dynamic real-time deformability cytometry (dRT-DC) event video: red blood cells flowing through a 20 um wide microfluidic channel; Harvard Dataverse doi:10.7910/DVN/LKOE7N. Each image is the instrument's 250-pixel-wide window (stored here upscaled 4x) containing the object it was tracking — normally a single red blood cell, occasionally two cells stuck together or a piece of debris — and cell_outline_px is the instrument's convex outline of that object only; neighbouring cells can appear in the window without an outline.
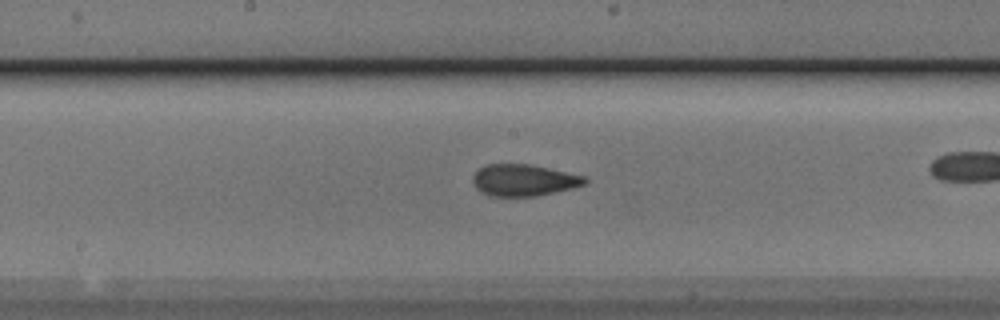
{"species": "Egyptian fruit bat (a non-hibernating species)", "species_latin": "Rousettus aegyptiacus", "temperature_condition": "cold", "stored_images_in_passage": 28, "camera_frame_rate_fps": 3000, "um_per_image_px": 0.085, "animal": {"sex": "male"}, "frame": {"image": 1, "passage_image": 13, "time_ms": 4.0, "image_size_px": [1000, 320], "cell_outline_px": [[588, 180], [584, 184], [572, 188], [556, 192], [536, 196], [488, 196], [480, 192], [472, 184], [472, 176], [484, 164], [532, 164], [584, 176]], "centroid_in_image_um": [44.47, 15.31], "position_along_channel_um": 203.7, "area_um2": 20.81}}